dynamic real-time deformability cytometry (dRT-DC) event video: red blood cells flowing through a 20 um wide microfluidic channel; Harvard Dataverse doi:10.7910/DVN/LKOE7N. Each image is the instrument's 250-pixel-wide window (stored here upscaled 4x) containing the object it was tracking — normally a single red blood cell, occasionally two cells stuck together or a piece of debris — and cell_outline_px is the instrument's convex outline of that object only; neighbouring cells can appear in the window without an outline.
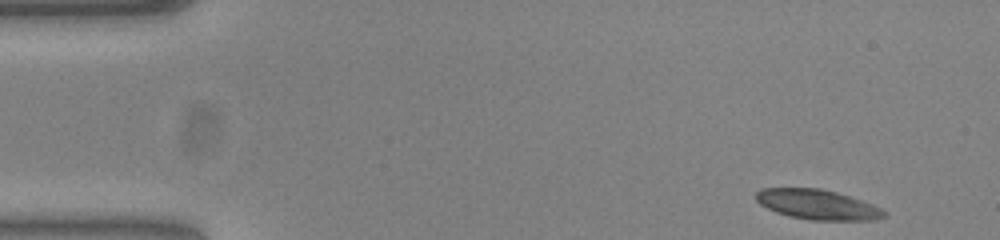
{"species": "common noctule bat (a hibernating species)", "species_latin": "Nyctalus noctula", "temperature_condition": "warm", "stored_images_in_passage": 50, "camera_frame_rate_fps": 3000, "um_per_image_px": 0.085, "animal": {"sex": "female", "body_mass_g": 23.0, "forearm_length_mm": 53.4}, "frame": {"image": 1, "passage_image": 1, "time_ms": 0.0, "image_size_px": [1000, 240], "cell_outline_px": [[888, 216], [872, 220], [812, 220], [788, 216], [776, 212], [760, 204], [756, 200], [756, 192], [760, 188], [820, 188], [836, 192], [872, 204], [888, 212]], "centroid_in_image_um": [69.49, 17.39], "position_along_channel_um": 15.5, "area_um2": 22.31}}
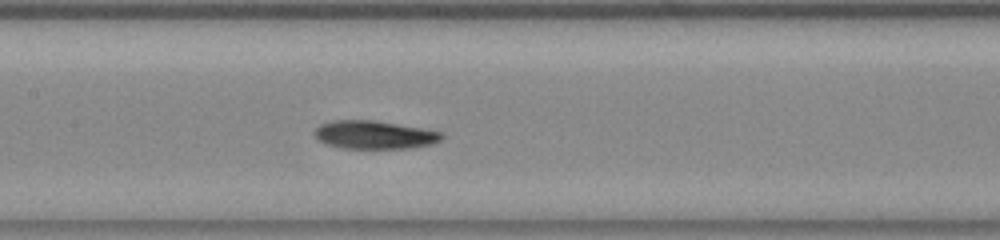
{"frame": {"image": 2, "passage_image": 22, "time_ms": 7.0, "image_size_px": [1000, 240], "cell_outline_px": [[444, 136], [440, 140], [432, 144], [412, 148], [344, 148], [328, 144], [320, 140], [316, 136], [316, 128], [320, 124], [332, 120], [372, 120], [444, 132]], "centroid_in_image_um": [31.86, 11.46], "position_along_channel_um": 175.5, "area_um2": 20.63}}
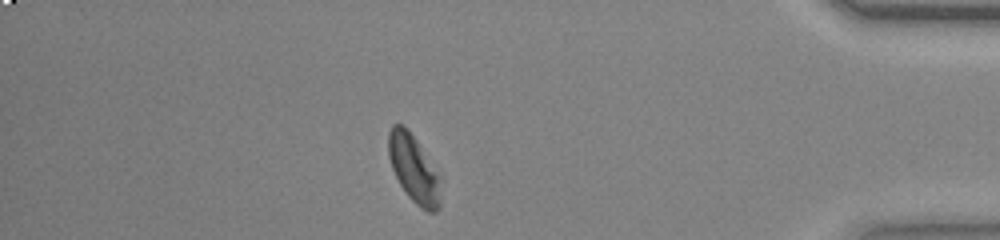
{"frame": {"image": 3, "passage_image": 43, "time_ms": 14.0, "image_size_px": [1000, 240], "cell_outline_px": [[440, 208], [436, 212], [428, 212], [420, 208], [408, 196], [400, 184], [392, 168], [388, 156], [388, 132], [392, 124], [404, 124], [408, 128], [440, 176]], "centroid_in_image_um": [35.16, 14.35], "position_along_channel_um": 400.0, "area_um2": 20.58}, "authors_computed_cell_mechanics": {"area_um2": 21.386, "velocity_mm_per_s": 3.8065, "shape_relaxation_time_tau1_ms": 4.4224, "shape_relaxation_time_tau2_ms": 3.9578, "deformation_change_tau1": 0.1363, "deformation_change_tau2": 0.0904}}